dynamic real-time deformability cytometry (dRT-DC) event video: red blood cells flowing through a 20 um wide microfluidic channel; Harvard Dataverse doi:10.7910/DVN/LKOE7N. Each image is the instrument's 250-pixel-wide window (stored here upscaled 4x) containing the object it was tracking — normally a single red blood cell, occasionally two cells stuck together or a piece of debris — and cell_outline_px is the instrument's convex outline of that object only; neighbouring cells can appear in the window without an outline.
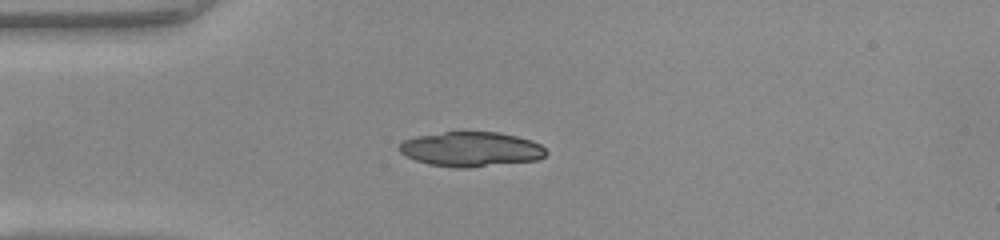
{"species": "common noctule bat (a hibernating species)", "species_latin": "Nyctalus noctula", "temperature_condition": "warm", "stored_images_in_passage": 37, "camera_frame_rate_fps": 3000, "um_per_image_px": 0.085, "animal": {"sex": "female", "body_mass_g": 22.0, "forearm_length_mm": 56.7}, "frame": {"image": 1, "passage_image": 1, "time_ms": 0.0, "image_size_px": [1000, 240], "cell_outline_px": [[548, 152], [544, 156], [536, 160], [468, 168], [452, 168], [428, 164], [416, 160], [400, 152], [400, 144], [404, 140], [416, 136], [460, 128], [464, 128], [500, 132], [532, 140], [540, 144]], "centroid_in_image_um": [40.03, 12.63], "position_along_channel_um": 45.0, "area_um2": 30.69}}
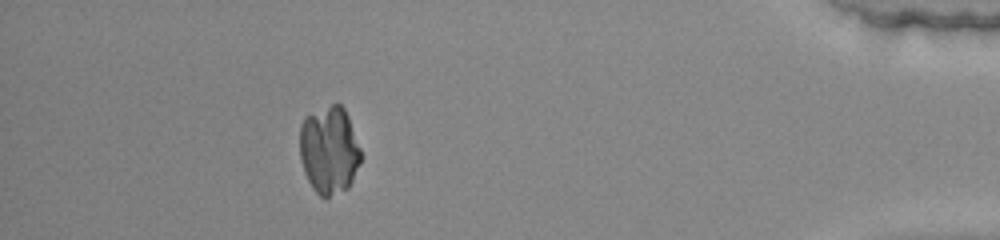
{"frame": {"image": 2, "passage_image": 32, "time_ms": 10.333, "image_size_px": [1000, 240], "cell_outline_px": [[360, 164], [348, 188], [324, 200], [312, 188], [304, 172], [300, 156], [300, 124], [304, 116], [332, 104], [340, 104], [344, 108], [348, 116], [360, 148]], "centroid_in_image_um": [27.96, 12.78], "position_along_channel_um": 407.2, "area_um2": 31.39}}